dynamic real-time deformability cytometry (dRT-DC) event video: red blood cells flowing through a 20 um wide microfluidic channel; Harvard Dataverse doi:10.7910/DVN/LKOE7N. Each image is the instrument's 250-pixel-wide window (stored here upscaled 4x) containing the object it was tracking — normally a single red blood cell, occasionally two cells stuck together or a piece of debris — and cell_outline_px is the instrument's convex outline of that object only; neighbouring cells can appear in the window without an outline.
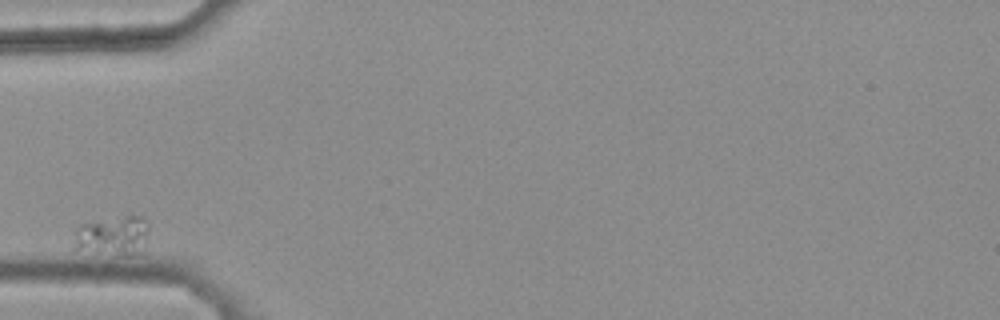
{"species": "common noctule bat (a hibernating species)", "species_latin": "Nyctalus noctula", "temperature_condition": "warm", "stored_images_in_passage": 33, "camera_frame_rate_fps": 3000, "um_per_image_px": 0.085, "animal": {"sex": "female", "body_mass_g": 25.1}, "frame": {"image": 1, "passage_image": 1, "time_ms": 0.0, "image_size_px": [1000, 320], "cell_outline_px": [[148, 236], [144, 256], [120, 256], [72, 248], [76, 228], [80, 224], [124, 216], [144, 216], [148, 224]], "centroid_in_image_um": [9.67, 20.09], "position_along_channel_um": 75.3, "area_um2": 17.98}}
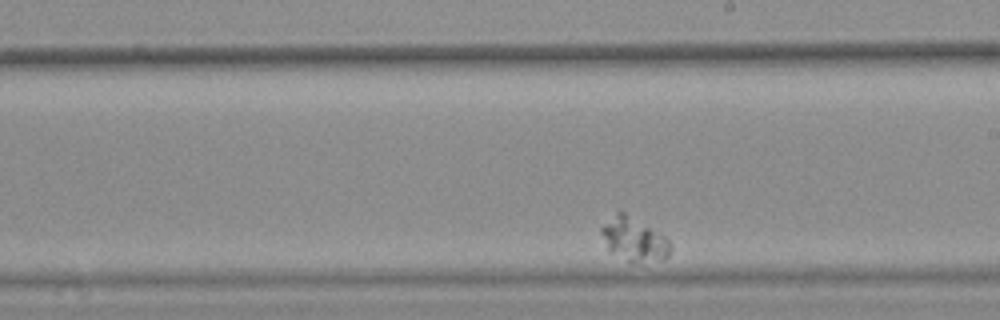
{"frame": {"image": 2, "passage_image": 19, "time_ms": 6.0, "image_size_px": [1000, 320], "cell_outline_px": [[672, 252], [664, 260], [628, 260], [612, 252], [608, 248], [600, 232], [600, 228], [620, 208], [664, 236], [672, 244]], "centroid_in_image_um": [53.91, 20.29], "position_along_channel_um": 235.1, "area_um2": 17.17}}
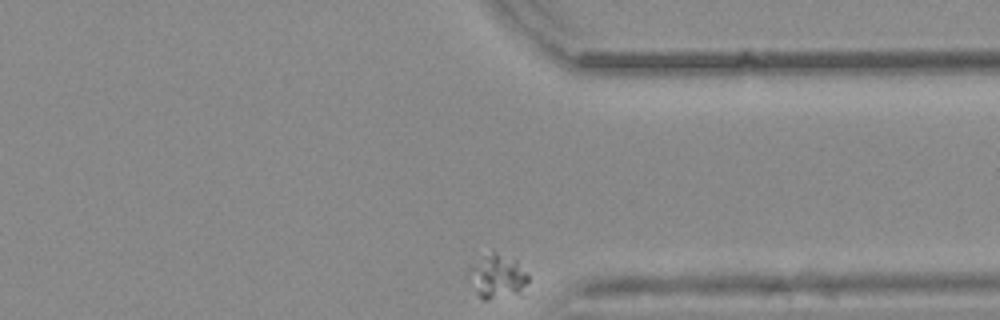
{"frame": {"image": 3, "passage_image": 33, "time_ms": 10.667, "image_size_px": [1000, 320], "cell_outline_px": [[528, 280], [520, 296], [488, 300], [484, 300], [476, 292], [464, 276], [464, 272], [468, 268], [492, 248], [516, 260], [528, 276]], "centroid_in_image_um": [42.21, 23.49], "position_along_channel_um": 369.2, "area_um2": 16.13}}